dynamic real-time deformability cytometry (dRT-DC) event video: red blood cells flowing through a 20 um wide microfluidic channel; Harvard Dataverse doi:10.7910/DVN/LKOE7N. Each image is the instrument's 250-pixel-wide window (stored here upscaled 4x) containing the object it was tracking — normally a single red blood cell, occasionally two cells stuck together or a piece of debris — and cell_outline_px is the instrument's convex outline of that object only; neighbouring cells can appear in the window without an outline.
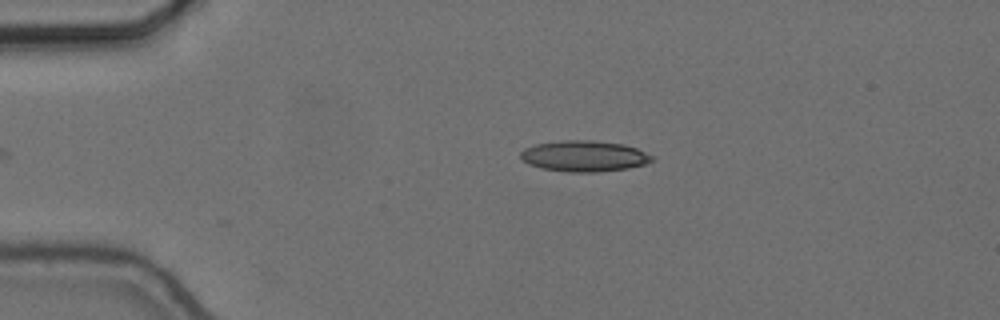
{"species": "common noctule bat (a hibernating species)", "species_latin": "Nyctalus noctula", "temperature_condition": "cold", "stored_images_in_passage": 34, "camera_frame_rate_fps": 3000, "um_per_image_px": 0.085, "animal": {"sex": "female", "body_mass_g": 24.6, "forearm_length_mm": 56.2}, "frame": {"image": 1, "passage_image": 1, "time_ms": 0.0, "image_size_px": [1000, 320], "cell_outline_px": [[652, 160], [644, 164], [628, 168], [596, 172], [568, 172], [544, 168], [528, 164], [520, 156], [520, 152], [524, 148], [536, 144], [560, 140], [592, 140], [624, 144], [636, 148], [652, 156]], "centroid_in_image_um": [49.63, 13.26], "position_along_channel_um": 35.4, "area_um2": 23.52}}
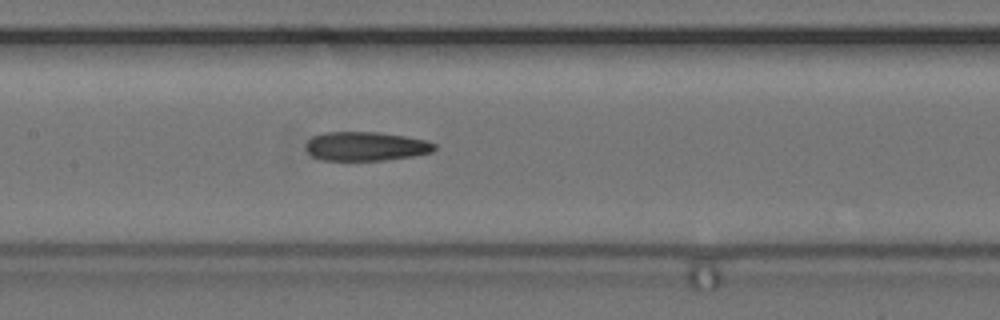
{"frame": {"image": 2, "passage_image": 16, "time_ms": 5.0, "image_size_px": [1000, 320], "cell_outline_px": [[436, 148], [432, 152], [412, 156], [384, 160], [320, 160], [312, 156], [304, 148], [304, 144], [312, 136], [324, 132], [380, 132], [404, 136], [424, 140], [436, 144]], "centroid_in_image_um": [31.04, 12.43], "position_along_channel_um": 176.4, "area_um2": 21.85}}
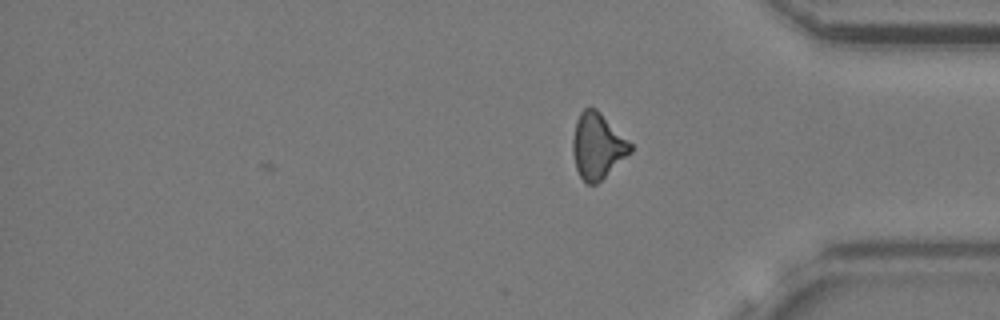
{"frame": {"image": 3, "passage_image": 34, "time_ms": 11.0, "image_size_px": [1000, 320], "cell_outline_px": [[632, 152], [596, 184], [584, 184], [576, 168], [572, 152], [572, 140], [576, 120], [580, 112], [584, 108], [596, 108], [632, 144]], "centroid_in_image_um": [50.77, 12.42], "position_along_channel_um": 384.4, "area_um2": 22.02}, "authors_computed_cell_mechanics": {"area_um2": 22.2819, "velocity_mm_per_s": 3.6645, "shape_relaxation_time_tau1_ms": null, "shape_relaxation_time_tau2_ms": 7.0995, "deformation_change_tau1": null, "deformation_change_tau2": 0.1819}}